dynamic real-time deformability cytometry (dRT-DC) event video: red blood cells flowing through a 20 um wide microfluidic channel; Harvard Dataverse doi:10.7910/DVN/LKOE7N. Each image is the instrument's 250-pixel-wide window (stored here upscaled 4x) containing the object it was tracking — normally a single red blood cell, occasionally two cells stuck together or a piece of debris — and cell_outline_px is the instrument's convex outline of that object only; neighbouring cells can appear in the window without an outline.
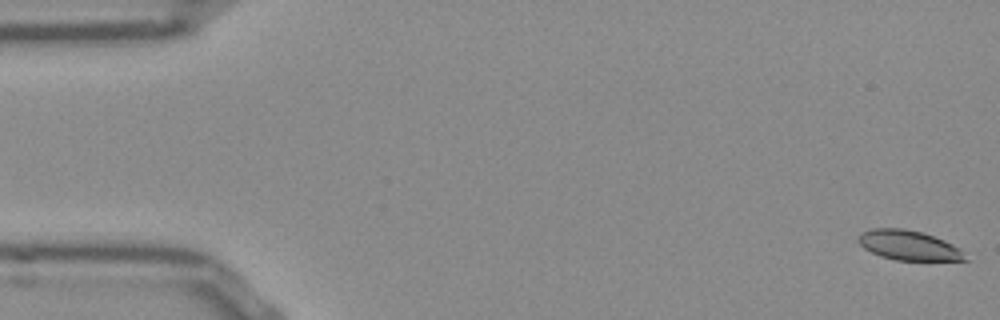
{"species": "Egyptian fruit bat (a non-hibernating species)", "species_latin": "Rousettus aegyptiacus", "temperature_condition": "room temperature", "stored_images_in_passage": 13, "camera_frame_rate_fps": 3000, "um_per_image_px": 0.085, "frame": {"image": 1, "passage_image": 1, "time_ms": 0.0, "image_size_px": [1000, 320], "cell_outline_px": [[972, 260], [896, 260], [880, 256], [864, 248], [856, 240], [860, 232], [872, 228], [904, 228], [920, 232], [944, 240], [960, 248]], "centroid_in_image_um": [77.24, 20.85], "position_along_channel_um": 7.8, "area_um2": 18.61}}
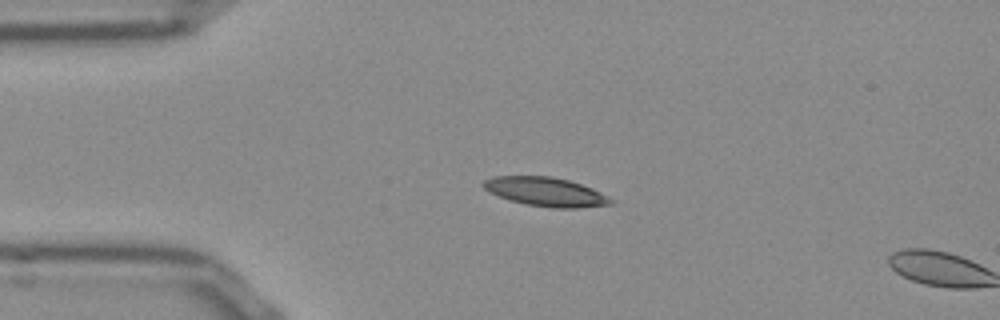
{"frame": {"image": 2, "passage_image": 12, "time_ms": 3.667, "image_size_px": [1000, 320], "cell_outline_px": [[616, 200], [612, 204], [576, 208], [552, 208], [528, 204], [512, 200], [500, 196], [484, 188], [480, 184], [484, 180], [492, 176], [552, 176], [568, 180], [592, 188]], "centroid_in_image_um": [46.41, 16.29], "position_along_channel_um": 38.6, "area_um2": 21.33}}